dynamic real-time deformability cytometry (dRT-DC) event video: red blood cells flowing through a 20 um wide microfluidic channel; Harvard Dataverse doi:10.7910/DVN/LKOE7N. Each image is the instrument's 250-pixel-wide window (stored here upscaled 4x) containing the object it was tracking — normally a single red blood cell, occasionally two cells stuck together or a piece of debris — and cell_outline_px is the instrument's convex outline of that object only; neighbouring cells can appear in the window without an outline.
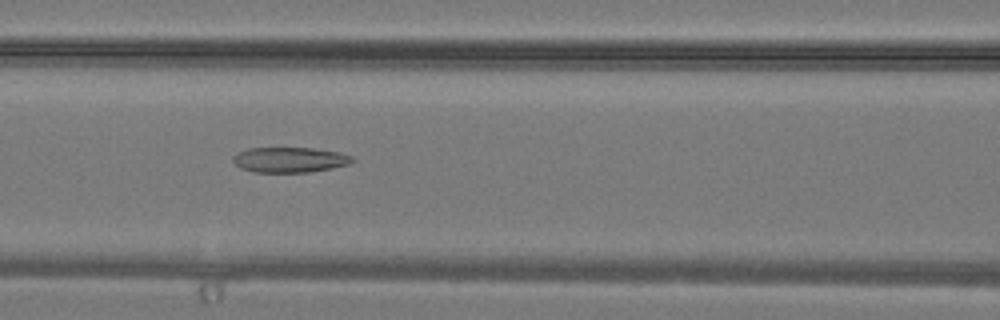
{"species": "common noctule bat (a hibernating species)", "species_latin": "Nyctalus noctula", "temperature_condition": "warm", "stored_images_in_passage": 26, "camera_frame_rate_fps": 3000, "um_per_image_px": 0.085, "animal": {"sex": "male", "body_mass_g": 19.2, "forearm_length_mm": 51.8}, "frame": {"image": 1, "passage_image": 6, "time_ms": 1.667, "image_size_px": [1000, 320], "cell_outline_px": [[356, 160], [348, 164], [332, 168], [308, 172], [252, 172], [240, 168], [232, 160], [232, 156], [248, 148], [312, 148], [336, 152], [352, 156]], "centroid_in_image_um": [24.6, 13.58], "position_along_channel_um": 142.0, "area_um2": 17.46}}
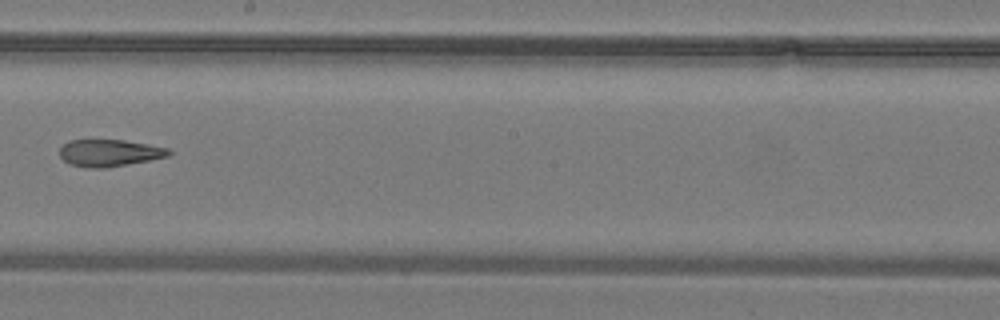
{"frame": {"image": 2, "passage_image": 11, "time_ms": 3.333, "image_size_px": [1000, 320], "cell_outline_px": [[172, 152], [168, 156], [148, 160], [104, 168], [88, 168], [68, 164], [60, 156], [60, 148], [68, 140], [124, 140], [148, 144], [168, 148]], "centroid_in_image_um": [9.27, 12.99], "position_along_channel_um": 238.9, "area_um2": 17.05}}
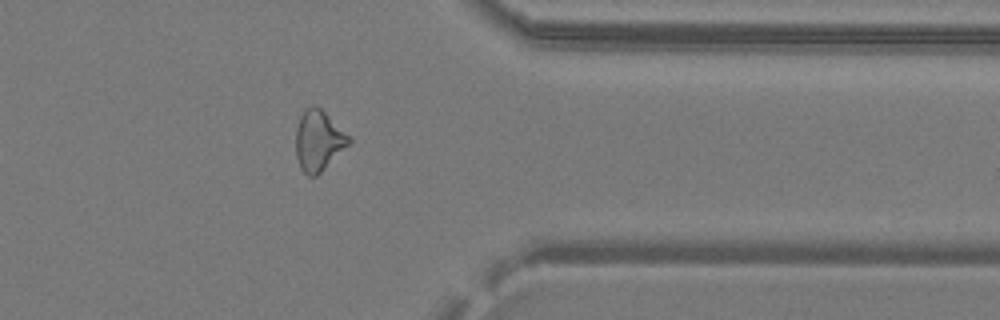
{"frame": {"image": 3, "passage_image": 19, "time_ms": 6.0, "image_size_px": [1000, 320], "cell_outline_px": [[352, 140], [316, 176], [308, 176], [300, 168], [296, 156], [296, 128], [300, 116], [304, 108], [312, 104], [316, 104], [352, 136]], "centroid_in_image_um": [27.06, 11.9], "position_along_channel_um": 384.3, "area_um2": 18.79}}